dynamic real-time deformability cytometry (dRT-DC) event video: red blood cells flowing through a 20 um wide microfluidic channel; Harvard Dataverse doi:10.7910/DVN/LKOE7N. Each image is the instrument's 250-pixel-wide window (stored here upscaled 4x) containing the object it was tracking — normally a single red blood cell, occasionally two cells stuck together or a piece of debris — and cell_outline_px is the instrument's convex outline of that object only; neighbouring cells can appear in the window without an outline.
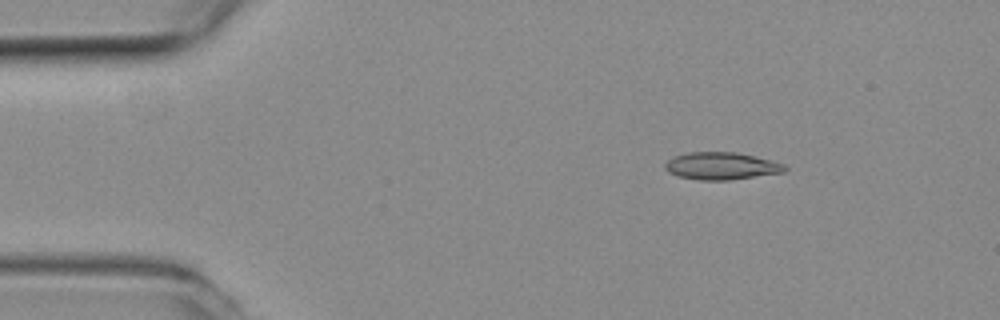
{"species": "common noctule bat (a hibernating species)", "species_latin": "Nyctalus noctula", "temperature_condition": "room temperature", "stored_images_in_passage": 53, "camera_frame_rate_fps": 3000, "um_per_image_px": 0.085, "animal": {"sex": "female", "body_mass_g": 19.3, "forearm_length_mm": 54.1}, "frame": {"image": 1, "passage_image": 7, "time_ms": 2.0, "image_size_px": [1000, 320], "cell_outline_px": [[788, 168], [784, 172], [728, 180], [700, 180], [676, 176], [668, 172], [664, 168], [664, 164], [672, 156], [688, 152], [736, 152], [756, 156], [784, 164]], "centroid_in_image_um": [61.28, 14.1], "position_along_channel_um": 23.7, "area_um2": 19.19}}
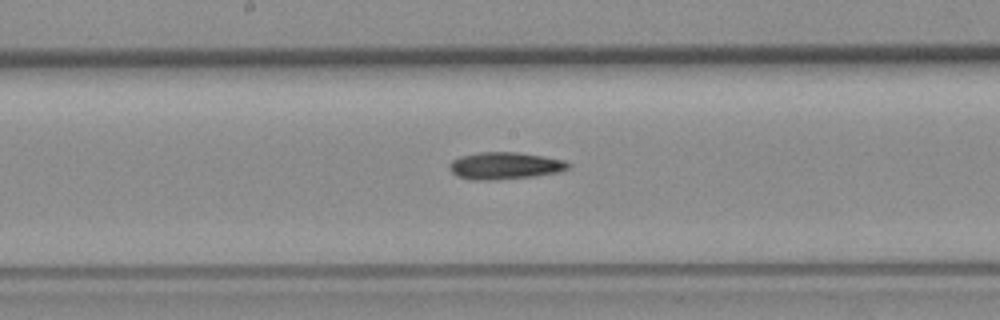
{"frame": {"image": 2, "passage_image": 27, "time_ms": 8.667, "image_size_px": [1000, 320], "cell_outline_px": [[572, 168], [560, 172], [536, 176], [496, 180], [472, 180], [456, 176], [448, 168], [448, 164], [452, 160], [460, 156], [480, 152], [520, 152], [544, 156], [564, 160], [572, 164]], "centroid_in_image_um": [42.94, 14.09], "position_along_channel_um": 205.3, "area_um2": 19.19}}
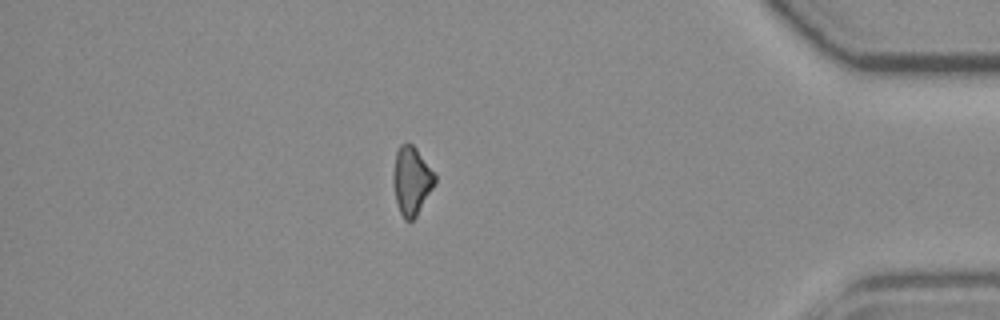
{"frame": {"image": 3, "passage_image": 46, "time_ms": 15.0, "image_size_px": [1000, 320], "cell_outline_px": [[436, 184], [416, 216], [412, 220], [404, 220], [400, 212], [396, 200], [392, 184], [392, 176], [396, 152], [400, 144], [412, 144], [416, 148], [436, 176]], "centroid_in_image_um": [34.97, 15.37], "position_along_channel_um": 400.2, "area_um2": 16.53}}